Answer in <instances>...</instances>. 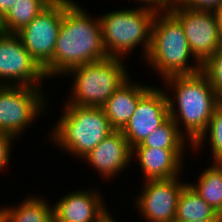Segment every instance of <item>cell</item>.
<instances>
[{
    "label": "cell",
    "instance_id": "4fadbf2b",
    "mask_svg": "<svg viewBox=\"0 0 222 222\" xmlns=\"http://www.w3.org/2000/svg\"><path fill=\"white\" fill-rule=\"evenodd\" d=\"M96 190L72 191L52 205L59 222H108L113 215Z\"/></svg>",
    "mask_w": 222,
    "mask_h": 222
},
{
    "label": "cell",
    "instance_id": "f1b7e54d",
    "mask_svg": "<svg viewBox=\"0 0 222 222\" xmlns=\"http://www.w3.org/2000/svg\"><path fill=\"white\" fill-rule=\"evenodd\" d=\"M220 219H203L198 221H189V222H218ZM174 222H186V221H174Z\"/></svg>",
    "mask_w": 222,
    "mask_h": 222
},
{
    "label": "cell",
    "instance_id": "4dcf8cb0",
    "mask_svg": "<svg viewBox=\"0 0 222 222\" xmlns=\"http://www.w3.org/2000/svg\"><path fill=\"white\" fill-rule=\"evenodd\" d=\"M108 222H116V221L114 220V217H112Z\"/></svg>",
    "mask_w": 222,
    "mask_h": 222
},
{
    "label": "cell",
    "instance_id": "f546056e",
    "mask_svg": "<svg viewBox=\"0 0 222 222\" xmlns=\"http://www.w3.org/2000/svg\"><path fill=\"white\" fill-rule=\"evenodd\" d=\"M4 32L3 16L0 13V33Z\"/></svg>",
    "mask_w": 222,
    "mask_h": 222
},
{
    "label": "cell",
    "instance_id": "d6986e66",
    "mask_svg": "<svg viewBox=\"0 0 222 222\" xmlns=\"http://www.w3.org/2000/svg\"><path fill=\"white\" fill-rule=\"evenodd\" d=\"M222 217L187 184L181 191L175 221H198Z\"/></svg>",
    "mask_w": 222,
    "mask_h": 222
},
{
    "label": "cell",
    "instance_id": "44dd1931",
    "mask_svg": "<svg viewBox=\"0 0 222 222\" xmlns=\"http://www.w3.org/2000/svg\"><path fill=\"white\" fill-rule=\"evenodd\" d=\"M186 137L179 131L178 126L175 124L174 120L169 117L161 126L153 130L145 140L135 146V147H153L162 149H187L186 144L189 141L185 139Z\"/></svg>",
    "mask_w": 222,
    "mask_h": 222
},
{
    "label": "cell",
    "instance_id": "ffe728a7",
    "mask_svg": "<svg viewBox=\"0 0 222 222\" xmlns=\"http://www.w3.org/2000/svg\"><path fill=\"white\" fill-rule=\"evenodd\" d=\"M53 0H17L3 17L4 32L17 33L29 24Z\"/></svg>",
    "mask_w": 222,
    "mask_h": 222
},
{
    "label": "cell",
    "instance_id": "5b68a950",
    "mask_svg": "<svg viewBox=\"0 0 222 222\" xmlns=\"http://www.w3.org/2000/svg\"><path fill=\"white\" fill-rule=\"evenodd\" d=\"M156 11L144 6L114 10L99 16L104 49L109 57L123 58L142 45L144 59L151 46ZM125 55V56H124Z\"/></svg>",
    "mask_w": 222,
    "mask_h": 222
},
{
    "label": "cell",
    "instance_id": "9c48e42d",
    "mask_svg": "<svg viewBox=\"0 0 222 222\" xmlns=\"http://www.w3.org/2000/svg\"><path fill=\"white\" fill-rule=\"evenodd\" d=\"M3 79V80H2ZM44 70L24 48L16 33H0V85L42 88Z\"/></svg>",
    "mask_w": 222,
    "mask_h": 222
},
{
    "label": "cell",
    "instance_id": "9a60e30c",
    "mask_svg": "<svg viewBox=\"0 0 222 222\" xmlns=\"http://www.w3.org/2000/svg\"><path fill=\"white\" fill-rule=\"evenodd\" d=\"M184 149H162L153 147L132 148V160L138 159L145 180H159L179 177L184 168Z\"/></svg>",
    "mask_w": 222,
    "mask_h": 222
},
{
    "label": "cell",
    "instance_id": "3957f363",
    "mask_svg": "<svg viewBox=\"0 0 222 222\" xmlns=\"http://www.w3.org/2000/svg\"><path fill=\"white\" fill-rule=\"evenodd\" d=\"M191 57L193 65L188 64ZM144 60L162 79L202 71V64L192 54L182 25L167 9L156 13L150 50Z\"/></svg>",
    "mask_w": 222,
    "mask_h": 222
},
{
    "label": "cell",
    "instance_id": "cb8c5ba5",
    "mask_svg": "<svg viewBox=\"0 0 222 222\" xmlns=\"http://www.w3.org/2000/svg\"><path fill=\"white\" fill-rule=\"evenodd\" d=\"M222 4V0H170L168 6H179L190 9L213 10Z\"/></svg>",
    "mask_w": 222,
    "mask_h": 222
},
{
    "label": "cell",
    "instance_id": "d4e9b609",
    "mask_svg": "<svg viewBox=\"0 0 222 222\" xmlns=\"http://www.w3.org/2000/svg\"><path fill=\"white\" fill-rule=\"evenodd\" d=\"M16 138L8 135L0 133V173L2 172L3 168L10 162L11 156V147L14 143Z\"/></svg>",
    "mask_w": 222,
    "mask_h": 222
},
{
    "label": "cell",
    "instance_id": "e0dca14e",
    "mask_svg": "<svg viewBox=\"0 0 222 222\" xmlns=\"http://www.w3.org/2000/svg\"><path fill=\"white\" fill-rule=\"evenodd\" d=\"M1 208L2 222H52L53 207L48 201L36 196H27L18 206Z\"/></svg>",
    "mask_w": 222,
    "mask_h": 222
},
{
    "label": "cell",
    "instance_id": "52a82bcc",
    "mask_svg": "<svg viewBox=\"0 0 222 222\" xmlns=\"http://www.w3.org/2000/svg\"><path fill=\"white\" fill-rule=\"evenodd\" d=\"M42 88L0 86V133L19 137L48 104Z\"/></svg>",
    "mask_w": 222,
    "mask_h": 222
},
{
    "label": "cell",
    "instance_id": "30bf717a",
    "mask_svg": "<svg viewBox=\"0 0 222 222\" xmlns=\"http://www.w3.org/2000/svg\"><path fill=\"white\" fill-rule=\"evenodd\" d=\"M166 9L182 25L192 54L203 65L222 45L214 13L179 6Z\"/></svg>",
    "mask_w": 222,
    "mask_h": 222
},
{
    "label": "cell",
    "instance_id": "ac0fdd59",
    "mask_svg": "<svg viewBox=\"0 0 222 222\" xmlns=\"http://www.w3.org/2000/svg\"><path fill=\"white\" fill-rule=\"evenodd\" d=\"M199 175L192 189L222 217V163L213 162Z\"/></svg>",
    "mask_w": 222,
    "mask_h": 222
},
{
    "label": "cell",
    "instance_id": "5bb4252c",
    "mask_svg": "<svg viewBox=\"0 0 222 222\" xmlns=\"http://www.w3.org/2000/svg\"><path fill=\"white\" fill-rule=\"evenodd\" d=\"M82 160L110 180L131 164L132 149L122 132L114 130Z\"/></svg>",
    "mask_w": 222,
    "mask_h": 222
},
{
    "label": "cell",
    "instance_id": "7c38bea8",
    "mask_svg": "<svg viewBox=\"0 0 222 222\" xmlns=\"http://www.w3.org/2000/svg\"><path fill=\"white\" fill-rule=\"evenodd\" d=\"M169 117L166 91L152 85L139 99L135 112L121 132L132 149L141 144L153 130L161 126Z\"/></svg>",
    "mask_w": 222,
    "mask_h": 222
},
{
    "label": "cell",
    "instance_id": "7a4b0ae2",
    "mask_svg": "<svg viewBox=\"0 0 222 222\" xmlns=\"http://www.w3.org/2000/svg\"><path fill=\"white\" fill-rule=\"evenodd\" d=\"M163 81L166 83L165 86H169V90L175 93V100L168 92L166 93L169 115L179 131L193 145L206 131L221 99L203 71L191 75L170 76Z\"/></svg>",
    "mask_w": 222,
    "mask_h": 222
},
{
    "label": "cell",
    "instance_id": "8fae6325",
    "mask_svg": "<svg viewBox=\"0 0 222 222\" xmlns=\"http://www.w3.org/2000/svg\"><path fill=\"white\" fill-rule=\"evenodd\" d=\"M187 184L180 177L145 180L135 206L148 222H174L180 193Z\"/></svg>",
    "mask_w": 222,
    "mask_h": 222
},
{
    "label": "cell",
    "instance_id": "4316f807",
    "mask_svg": "<svg viewBox=\"0 0 222 222\" xmlns=\"http://www.w3.org/2000/svg\"><path fill=\"white\" fill-rule=\"evenodd\" d=\"M212 12L215 15L216 24L218 26L219 38L222 44V4L214 8Z\"/></svg>",
    "mask_w": 222,
    "mask_h": 222
},
{
    "label": "cell",
    "instance_id": "277c9868",
    "mask_svg": "<svg viewBox=\"0 0 222 222\" xmlns=\"http://www.w3.org/2000/svg\"><path fill=\"white\" fill-rule=\"evenodd\" d=\"M52 128V140L68 154L83 159L114 129L103 108L67 103Z\"/></svg>",
    "mask_w": 222,
    "mask_h": 222
},
{
    "label": "cell",
    "instance_id": "2e32d148",
    "mask_svg": "<svg viewBox=\"0 0 222 222\" xmlns=\"http://www.w3.org/2000/svg\"><path fill=\"white\" fill-rule=\"evenodd\" d=\"M152 86H142L139 82L135 83L128 78L106 101L102 107L106 117L110 121L112 128L121 131L133 113L139 99Z\"/></svg>",
    "mask_w": 222,
    "mask_h": 222
},
{
    "label": "cell",
    "instance_id": "8992f818",
    "mask_svg": "<svg viewBox=\"0 0 222 222\" xmlns=\"http://www.w3.org/2000/svg\"><path fill=\"white\" fill-rule=\"evenodd\" d=\"M122 61L124 59L108 57L71 69L66 75H73L74 81L66 103L102 108L108 98L129 78Z\"/></svg>",
    "mask_w": 222,
    "mask_h": 222
},
{
    "label": "cell",
    "instance_id": "6da1fadb",
    "mask_svg": "<svg viewBox=\"0 0 222 222\" xmlns=\"http://www.w3.org/2000/svg\"><path fill=\"white\" fill-rule=\"evenodd\" d=\"M74 0H63V18L46 78L67 74L78 66L108 58L99 16L91 18Z\"/></svg>",
    "mask_w": 222,
    "mask_h": 222
},
{
    "label": "cell",
    "instance_id": "484cf974",
    "mask_svg": "<svg viewBox=\"0 0 222 222\" xmlns=\"http://www.w3.org/2000/svg\"><path fill=\"white\" fill-rule=\"evenodd\" d=\"M134 1H136L138 3L139 2L143 3V4H140V5H142V7L144 5L145 8L152 9L156 12H160V11L165 10L170 2V0H134Z\"/></svg>",
    "mask_w": 222,
    "mask_h": 222
},
{
    "label": "cell",
    "instance_id": "83f0119b",
    "mask_svg": "<svg viewBox=\"0 0 222 222\" xmlns=\"http://www.w3.org/2000/svg\"><path fill=\"white\" fill-rule=\"evenodd\" d=\"M17 0H0V13L4 17Z\"/></svg>",
    "mask_w": 222,
    "mask_h": 222
},
{
    "label": "cell",
    "instance_id": "1f68e13d",
    "mask_svg": "<svg viewBox=\"0 0 222 222\" xmlns=\"http://www.w3.org/2000/svg\"><path fill=\"white\" fill-rule=\"evenodd\" d=\"M0 222H2V213H1V209H0Z\"/></svg>",
    "mask_w": 222,
    "mask_h": 222
},
{
    "label": "cell",
    "instance_id": "603a6c76",
    "mask_svg": "<svg viewBox=\"0 0 222 222\" xmlns=\"http://www.w3.org/2000/svg\"><path fill=\"white\" fill-rule=\"evenodd\" d=\"M202 71L208 76L211 86L222 100V45L202 65Z\"/></svg>",
    "mask_w": 222,
    "mask_h": 222
},
{
    "label": "cell",
    "instance_id": "7402d4cb",
    "mask_svg": "<svg viewBox=\"0 0 222 222\" xmlns=\"http://www.w3.org/2000/svg\"><path fill=\"white\" fill-rule=\"evenodd\" d=\"M209 133V134H208ZM209 135V136H208ZM212 151L213 162L222 163V100L218 102L213 112V116L209 121L208 127L204 134L191 146L193 150H198L202 147L205 139H208Z\"/></svg>",
    "mask_w": 222,
    "mask_h": 222
},
{
    "label": "cell",
    "instance_id": "ba28073f",
    "mask_svg": "<svg viewBox=\"0 0 222 222\" xmlns=\"http://www.w3.org/2000/svg\"><path fill=\"white\" fill-rule=\"evenodd\" d=\"M62 18L63 0H53L38 16L16 33L24 48L43 70L53 60Z\"/></svg>",
    "mask_w": 222,
    "mask_h": 222
}]
</instances>
